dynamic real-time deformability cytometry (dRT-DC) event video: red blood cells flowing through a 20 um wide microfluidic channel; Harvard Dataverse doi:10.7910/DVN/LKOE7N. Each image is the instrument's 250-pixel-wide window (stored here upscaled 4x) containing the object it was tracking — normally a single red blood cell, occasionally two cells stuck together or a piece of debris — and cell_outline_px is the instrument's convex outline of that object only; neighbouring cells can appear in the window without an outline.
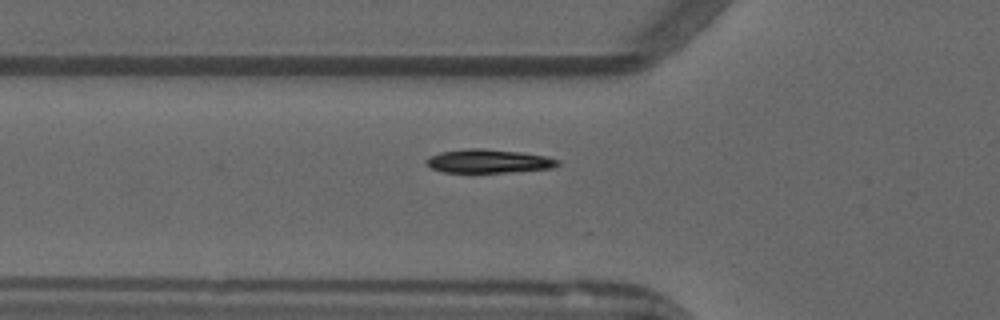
{"species": "common noctule bat (a hibernating species)", "species_latin": "Nyctalus noctula", "temperature_condition": "warm", "stored_images_in_passage": 33, "camera_frame_rate_fps": 3000, "um_per_image_px": 0.085, "animal": {"sex": "male", "forearm_length_mm": 52.5}, "frame": {"image": 1, "passage_image": 6, "time_ms": 1.667, "image_size_px": [1000, 320], "cell_outline_px": [[560, 164], [552, 168], [508, 172], [444, 172], [432, 168], [424, 164], [424, 160], [428, 156], [440, 152], [468, 148], [484, 148], [520, 152], [544, 156], [560, 160]], "centroid_in_image_um": [41.48, 13.69], "position_along_channel_um": 84.3, "area_um2": 18.15}}
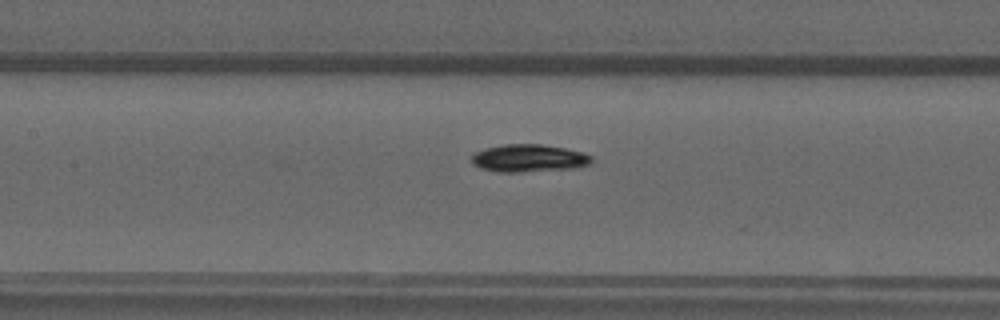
{"frame": {"image": 2, "passage_image": 12, "time_ms": 3.667, "image_size_px": [1000, 320], "cell_outline_px": [[592, 160], [588, 164], [576, 168], [516, 172], [500, 172], [480, 168], [472, 164], [472, 152], [504, 144], [540, 144], [564, 148], [584, 152], [592, 156]], "centroid_in_image_um": [44.94, 13.44], "position_along_channel_um": 162.5, "area_um2": 19.25}}
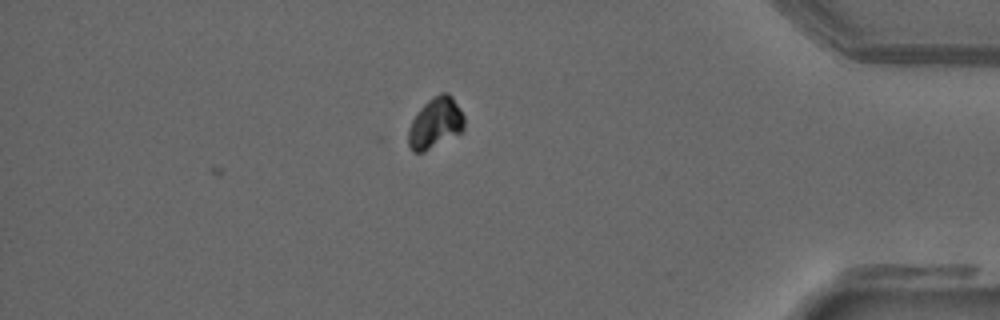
{"frame": {"image": 3, "passage_image": 33, "time_ms": 10.667, "image_size_px": [1000, 320], "cell_outline_px": [[464, 128], [460, 132], [424, 152], [412, 152], [408, 144], [408, 128], [412, 120], [420, 108], [428, 100], [440, 92], [448, 92], [452, 96], [460, 108], [464, 116]], "centroid_in_image_um": [36.99, 10.44], "position_along_channel_um": 398.2, "area_um2": 16.47}, "authors_computed_cell_mechanics": {"area_um2": 18.5538, "velocity_mm_per_s": 3.8875, "shape_relaxation_time_tau1_ms": 2.0132, "shape_relaxation_time_tau2_ms": null, "deformation_change_tau1": 0.0965, "deformation_change_tau2": null}}